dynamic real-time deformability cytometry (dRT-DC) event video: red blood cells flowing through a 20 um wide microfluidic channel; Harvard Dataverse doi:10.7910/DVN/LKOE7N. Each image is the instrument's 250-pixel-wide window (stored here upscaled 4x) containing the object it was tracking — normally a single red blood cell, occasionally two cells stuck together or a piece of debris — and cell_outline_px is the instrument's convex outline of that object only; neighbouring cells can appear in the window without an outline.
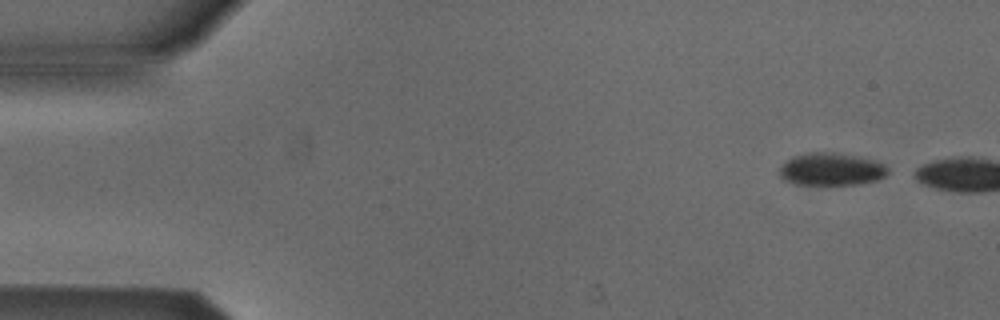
{"species": "Egyptian fruit bat (a non-hibernating species)", "species_latin": "Rousettus aegyptiacus", "temperature_condition": "cold", "stored_images_in_passage": 4, "camera_frame_rate_fps": 3000, "um_per_image_px": 0.085, "animal": {"sex": "male"}, "frame": {"image": 1, "passage_image": 2, "time_ms": 0.333, "image_size_px": [1000, 320], "cell_outline_px": [[888, 172], [884, 176], [876, 180], [860, 184], [828, 188], [792, 184], [784, 180], [780, 176], [780, 164], [784, 160], [792, 156], [808, 152], [832, 152], [856, 156], [872, 160], [884, 164], [888, 168]], "centroid_in_image_um": [70.58, 14.44], "position_along_channel_um": 14.4, "area_um2": 21.62}}